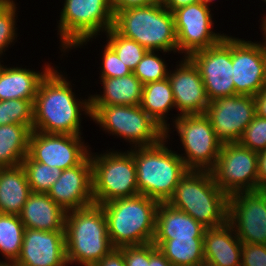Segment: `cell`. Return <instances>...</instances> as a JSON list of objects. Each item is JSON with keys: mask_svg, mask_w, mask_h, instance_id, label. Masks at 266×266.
<instances>
[{"mask_svg": "<svg viewBox=\"0 0 266 266\" xmlns=\"http://www.w3.org/2000/svg\"><path fill=\"white\" fill-rule=\"evenodd\" d=\"M152 243L174 266H199L204 262L203 237L153 240Z\"/></svg>", "mask_w": 266, "mask_h": 266, "instance_id": "f1b7e54d", "label": "cell"}, {"mask_svg": "<svg viewBox=\"0 0 266 266\" xmlns=\"http://www.w3.org/2000/svg\"><path fill=\"white\" fill-rule=\"evenodd\" d=\"M64 231L68 265L94 266L114 248L100 204L67 211Z\"/></svg>", "mask_w": 266, "mask_h": 266, "instance_id": "3957f363", "label": "cell"}, {"mask_svg": "<svg viewBox=\"0 0 266 266\" xmlns=\"http://www.w3.org/2000/svg\"><path fill=\"white\" fill-rule=\"evenodd\" d=\"M65 215L48 193L31 192L19 217L27 229L64 231Z\"/></svg>", "mask_w": 266, "mask_h": 266, "instance_id": "7402d4cb", "label": "cell"}, {"mask_svg": "<svg viewBox=\"0 0 266 266\" xmlns=\"http://www.w3.org/2000/svg\"><path fill=\"white\" fill-rule=\"evenodd\" d=\"M24 231L19 216L0 213V253L5 262H16L19 258Z\"/></svg>", "mask_w": 266, "mask_h": 266, "instance_id": "f546056e", "label": "cell"}, {"mask_svg": "<svg viewBox=\"0 0 266 266\" xmlns=\"http://www.w3.org/2000/svg\"><path fill=\"white\" fill-rule=\"evenodd\" d=\"M18 266H68L65 231L25 228Z\"/></svg>", "mask_w": 266, "mask_h": 266, "instance_id": "ffe728a7", "label": "cell"}, {"mask_svg": "<svg viewBox=\"0 0 266 266\" xmlns=\"http://www.w3.org/2000/svg\"><path fill=\"white\" fill-rule=\"evenodd\" d=\"M94 266H126L124 256L119 248H113L105 257Z\"/></svg>", "mask_w": 266, "mask_h": 266, "instance_id": "60d3db41", "label": "cell"}, {"mask_svg": "<svg viewBox=\"0 0 266 266\" xmlns=\"http://www.w3.org/2000/svg\"><path fill=\"white\" fill-rule=\"evenodd\" d=\"M238 142L256 153L266 150V119L255 115Z\"/></svg>", "mask_w": 266, "mask_h": 266, "instance_id": "d590c367", "label": "cell"}, {"mask_svg": "<svg viewBox=\"0 0 266 266\" xmlns=\"http://www.w3.org/2000/svg\"><path fill=\"white\" fill-rule=\"evenodd\" d=\"M113 28L147 50L178 52L174 15L160 0L148 6L118 11Z\"/></svg>", "mask_w": 266, "mask_h": 266, "instance_id": "8992f818", "label": "cell"}, {"mask_svg": "<svg viewBox=\"0 0 266 266\" xmlns=\"http://www.w3.org/2000/svg\"><path fill=\"white\" fill-rule=\"evenodd\" d=\"M185 153L178 155L189 170L210 171L217 161L222 142L209 118L203 114L181 115L173 119ZM184 155V156H183Z\"/></svg>", "mask_w": 266, "mask_h": 266, "instance_id": "30bf717a", "label": "cell"}, {"mask_svg": "<svg viewBox=\"0 0 266 266\" xmlns=\"http://www.w3.org/2000/svg\"><path fill=\"white\" fill-rule=\"evenodd\" d=\"M103 94L90 95V106H136L142 101L143 83L133 74L101 78Z\"/></svg>", "mask_w": 266, "mask_h": 266, "instance_id": "d4e9b609", "label": "cell"}, {"mask_svg": "<svg viewBox=\"0 0 266 266\" xmlns=\"http://www.w3.org/2000/svg\"><path fill=\"white\" fill-rule=\"evenodd\" d=\"M100 78H116L133 73L118 57L115 50L107 43L102 55Z\"/></svg>", "mask_w": 266, "mask_h": 266, "instance_id": "8d00e7d4", "label": "cell"}, {"mask_svg": "<svg viewBox=\"0 0 266 266\" xmlns=\"http://www.w3.org/2000/svg\"><path fill=\"white\" fill-rule=\"evenodd\" d=\"M257 157L239 142L224 143L210 170L215 184L228 196L258 190Z\"/></svg>", "mask_w": 266, "mask_h": 266, "instance_id": "8fae6325", "label": "cell"}, {"mask_svg": "<svg viewBox=\"0 0 266 266\" xmlns=\"http://www.w3.org/2000/svg\"><path fill=\"white\" fill-rule=\"evenodd\" d=\"M149 266H174L152 243H149Z\"/></svg>", "mask_w": 266, "mask_h": 266, "instance_id": "b9f144b4", "label": "cell"}, {"mask_svg": "<svg viewBox=\"0 0 266 266\" xmlns=\"http://www.w3.org/2000/svg\"><path fill=\"white\" fill-rule=\"evenodd\" d=\"M0 266H18L15 262L0 261Z\"/></svg>", "mask_w": 266, "mask_h": 266, "instance_id": "bcb514c9", "label": "cell"}, {"mask_svg": "<svg viewBox=\"0 0 266 266\" xmlns=\"http://www.w3.org/2000/svg\"><path fill=\"white\" fill-rule=\"evenodd\" d=\"M141 108L151 116L166 131V138L170 140L169 132L172 131L167 124V115L176 108L173 91L168 77L143 85ZM170 129V130H169Z\"/></svg>", "mask_w": 266, "mask_h": 266, "instance_id": "4316f807", "label": "cell"}, {"mask_svg": "<svg viewBox=\"0 0 266 266\" xmlns=\"http://www.w3.org/2000/svg\"><path fill=\"white\" fill-rule=\"evenodd\" d=\"M30 193L22 165L0 168V213L19 216Z\"/></svg>", "mask_w": 266, "mask_h": 266, "instance_id": "484cf974", "label": "cell"}, {"mask_svg": "<svg viewBox=\"0 0 266 266\" xmlns=\"http://www.w3.org/2000/svg\"><path fill=\"white\" fill-rule=\"evenodd\" d=\"M126 266H149V243L119 248Z\"/></svg>", "mask_w": 266, "mask_h": 266, "instance_id": "f35d334b", "label": "cell"}, {"mask_svg": "<svg viewBox=\"0 0 266 266\" xmlns=\"http://www.w3.org/2000/svg\"><path fill=\"white\" fill-rule=\"evenodd\" d=\"M256 115L266 119V87L254 96Z\"/></svg>", "mask_w": 266, "mask_h": 266, "instance_id": "f6af8a7d", "label": "cell"}, {"mask_svg": "<svg viewBox=\"0 0 266 266\" xmlns=\"http://www.w3.org/2000/svg\"><path fill=\"white\" fill-rule=\"evenodd\" d=\"M199 266H218V265H215V264H212L210 262H207V261H204L202 264H200Z\"/></svg>", "mask_w": 266, "mask_h": 266, "instance_id": "7dc6e473", "label": "cell"}, {"mask_svg": "<svg viewBox=\"0 0 266 266\" xmlns=\"http://www.w3.org/2000/svg\"><path fill=\"white\" fill-rule=\"evenodd\" d=\"M158 0H110L114 15L121 10L151 5Z\"/></svg>", "mask_w": 266, "mask_h": 266, "instance_id": "ab89813d", "label": "cell"}, {"mask_svg": "<svg viewBox=\"0 0 266 266\" xmlns=\"http://www.w3.org/2000/svg\"><path fill=\"white\" fill-rule=\"evenodd\" d=\"M58 22L62 52L80 48L114 24L110 0H64Z\"/></svg>", "mask_w": 266, "mask_h": 266, "instance_id": "52a82bcc", "label": "cell"}, {"mask_svg": "<svg viewBox=\"0 0 266 266\" xmlns=\"http://www.w3.org/2000/svg\"><path fill=\"white\" fill-rule=\"evenodd\" d=\"M81 136L32 130L29 136L28 155L34 161L51 168L65 170L75 167L90 155V147L84 143Z\"/></svg>", "mask_w": 266, "mask_h": 266, "instance_id": "5bb4252c", "label": "cell"}, {"mask_svg": "<svg viewBox=\"0 0 266 266\" xmlns=\"http://www.w3.org/2000/svg\"><path fill=\"white\" fill-rule=\"evenodd\" d=\"M203 248L204 261L218 266H241L242 242L228 221L205 229Z\"/></svg>", "mask_w": 266, "mask_h": 266, "instance_id": "44dd1931", "label": "cell"}, {"mask_svg": "<svg viewBox=\"0 0 266 266\" xmlns=\"http://www.w3.org/2000/svg\"><path fill=\"white\" fill-rule=\"evenodd\" d=\"M105 35L108 38L106 43L115 50L120 60L133 72L148 50L135 40L120 35L113 27Z\"/></svg>", "mask_w": 266, "mask_h": 266, "instance_id": "1f68e13d", "label": "cell"}, {"mask_svg": "<svg viewBox=\"0 0 266 266\" xmlns=\"http://www.w3.org/2000/svg\"><path fill=\"white\" fill-rule=\"evenodd\" d=\"M257 155L258 190H266V150Z\"/></svg>", "mask_w": 266, "mask_h": 266, "instance_id": "7bdbcfd3", "label": "cell"}, {"mask_svg": "<svg viewBox=\"0 0 266 266\" xmlns=\"http://www.w3.org/2000/svg\"><path fill=\"white\" fill-rule=\"evenodd\" d=\"M241 266H266V245L242 243Z\"/></svg>", "mask_w": 266, "mask_h": 266, "instance_id": "74e56055", "label": "cell"}, {"mask_svg": "<svg viewBox=\"0 0 266 266\" xmlns=\"http://www.w3.org/2000/svg\"><path fill=\"white\" fill-rule=\"evenodd\" d=\"M90 161L94 203L101 205L139 194L135 161L129 150H107L99 155L90 151Z\"/></svg>", "mask_w": 266, "mask_h": 266, "instance_id": "ba28073f", "label": "cell"}, {"mask_svg": "<svg viewBox=\"0 0 266 266\" xmlns=\"http://www.w3.org/2000/svg\"><path fill=\"white\" fill-rule=\"evenodd\" d=\"M205 227L183 211L160 202L156 213L154 240L203 237Z\"/></svg>", "mask_w": 266, "mask_h": 266, "instance_id": "cb8c5ba5", "label": "cell"}, {"mask_svg": "<svg viewBox=\"0 0 266 266\" xmlns=\"http://www.w3.org/2000/svg\"><path fill=\"white\" fill-rule=\"evenodd\" d=\"M229 196L214 181L208 170H189L166 202L185 212L206 229L228 221Z\"/></svg>", "mask_w": 266, "mask_h": 266, "instance_id": "7a4b0ae2", "label": "cell"}, {"mask_svg": "<svg viewBox=\"0 0 266 266\" xmlns=\"http://www.w3.org/2000/svg\"><path fill=\"white\" fill-rule=\"evenodd\" d=\"M71 84L56 67L41 80L33 102V130L82 135L81 112L91 118L90 97L77 98Z\"/></svg>", "mask_w": 266, "mask_h": 266, "instance_id": "6da1fadb", "label": "cell"}, {"mask_svg": "<svg viewBox=\"0 0 266 266\" xmlns=\"http://www.w3.org/2000/svg\"><path fill=\"white\" fill-rule=\"evenodd\" d=\"M17 8L13 0H5L0 5V58L18 37L16 33Z\"/></svg>", "mask_w": 266, "mask_h": 266, "instance_id": "e575fe53", "label": "cell"}, {"mask_svg": "<svg viewBox=\"0 0 266 266\" xmlns=\"http://www.w3.org/2000/svg\"><path fill=\"white\" fill-rule=\"evenodd\" d=\"M189 58L199 69L209 101L237 94L232 78V36L225 34L218 44L195 51Z\"/></svg>", "mask_w": 266, "mask_h": 266, "instance_id": "7c38bea8", "label": "cell"}, {"mask_svg": "<svg viewBox=\"0 0 266 266\" xmlns=\"http://www.w3.org/2000/svg\"><path fill=\"white\" fill-rule=\"evenodd\" d=\"M176 69L169 70L168 79L178 113L193 115L205 113L210 101L199 69L189 57H182Z\"/></svg>", "mask_w": 266, "mask_h": 266, "instance_id": "ac0fdd59", "label": "cell"}, {"mask_svg": "<svg viewBox=\"0 0 266 266\" xmlns=\"http://www.w3.org/2000/svg\"><path fill=\"white\" fill-rule=\"evenodd\" d=\"M48 195L66 212L93 204L90 155L81 164L62 170Z\"/></svg>", "mask_w": 266, "mask_h": 266, "instance_id": "d6986e66", "label": "cell"}, {"mask_svg": "<svg viewBox=\"0 0 266 266\" xmlns=\"http://www.w3.org/2000/svg\"><path fill=\"white\" fill-rule=\"evenodd\" d=\"M91 119L108 134L127 140L131 148L153 146L166 137V131L140 105L90 106Z\"/></svg>", "mask_w": 266, "mask_h": 266, "instance_id": "9c48e42d", "label": "cell"}, {"mask_svg": "<svg viewBox=\"0 0 266 266\" xmlns=\"http://www.w3.org/2000/svg\"><path fill=\"white\" fill-rule=\"evenodd\" d=\"M261 30L263 31L262 33L266 36V22H264L263 24H261Z\"/></svg>", "mask_w": 266, "mask_h": 266, "instance_id": "c3c4849f", "label": "cell"}, {"mask_svg": "<svg viewBox=\"0 0 266 266\" xmlns=\"http://www.w3.org/2000/svg\"><path fill=\"white\" fill-rule=\"evenodd\" d=\"M155 52L148 50L133 71L143 85L168 77V64Z\"/></svg>", "mask_w": 266, "mask_h": 266, "instance_id": "836d02e7", "label": "cell"}, {"mask_svg": "<svg viewBox=\"0 0 266 266\" xmlns=\"http://www.w3.org/2000/svg\"><path fill=\"white\" fill-rule=\"evenodd\" d=\"M53 68L47 63L43 71L2 66L0 69V101L9 99L34 100L41 80Z\"/></svg>", "mask_w": 266, "mask_h": 266, "instance_id": "603a6c76", "label": "cell"}, {"mask_svg": "<svg viewBox=\"0 0 266 266\" xmlns=\"http://www.w3.org/2000/svg\"><path fill=\"white\" fill-rule=\"evenodd\" d=\"M207 6H210V3L215 0H202Z\"/></svg>", "mask_w": 266, "mask_h": 266, "instance_id": "681fc988", "label": "cell"}, {"mask_svg": "<svg viewBox=\"0 0 266 266\" xmlns=\"http://www.w3.org/2000/svg\"><path fill=\"white\" fill-rule=\"evenodd\" d=\"M26 172L31 192L48 193L52 185L60 178L62 170L57 167L34 161L27 155L21 164Z\"/></svg>", "mask_w": 266, "mask_h": 266, "instance_id": "4dcf8cb0", "label": "cell"}, {"mask_svg": "<svg viewBox=\"0 0 266 266\" xmlns=\"http://www.w3.org/2000/svg\"><path fill=\"white\" fill-rule=\"evenodd\" d=\"M228 222L242 243L266 245V190L230 195Z\"/></svg>", "mask_w": 266, "mask_h": 266, "instance_id": "9a60e30c", "label": "cell"}, {"mask_svg": "<svg viewBox=\"0 0 266 266\" xmlns=\"http://www.w3.org/2000/svg\"><path fill=\"white\" fill-rule=\"evenodd\" d=\"M33 102L25 99L0 101V126L16 123L33 130Z\"/></svg>", "mask_w": 266, "mask_h": 266, "instance_id": "d6a6232c", "label": "cell"}, {"mask_svg": "<svg viewBox=\"0 0 266 266\" xmlns=\"http://www.w3.org/2000/svg\"><path fill=\"white\" fill-rule=\"evenodd\" d=\"M263 41L252 42L232 37V78L235 92L257 95L266 87V36Z\"/></svg>", "mask_w": 266, "mask_h": 266, "instance_id": "e0dca14e", "label": "cell"}, {"mask_svg": "<svg viewBox=\"0 0 266 266\" xmlns=\"http://www.w3.org/2000/svg\"><path fill=\"white\" fill-rule=\"evenodd\" d=\"M160 202L138 194L101 204L114 248L153 242Z\"/></svg>", "mask_w": 266, "mask_h": 266, "instance_id": "277c9868", "label": "cell"}, {"mask_svg": "<svg viewBox=\"0 0 266 266\" xmlns=\"http://www.w3.org/2000/svg\"><path fill=\"white\" fill-rule=\"evenodd\" d=\"M31 129L22 124L0 126V167H14L22 164L28 155Z\"/></svg>", "mask_w": 266, "mask_h": 266, "instance_id": "83f0119b", "label": "cell"}, {"mask_svg": "<svg viewBox=\"0 0 266 266\" xmlns=\"http://www.w3.org/2000/svg\"><path fill=\"white\" fill-rule=\"evenodd\" d=\"M204 114L222 144L238 142L256 115L255 99L240 94L219 97L210 101Z\"/></svg>", "mask_w": 266, "mask_h": 266, "instance_id": "2e32d148", "label": "cell"}, {"mask_svg": "<svg viewBox=\"0 0 266 266\" xmlns=\"http://www.w3.org/2000/svg\"><path fill=\"white\" fill-rule=\"evenodd\" d=\"M162 5L169 10L170 12H174L175 10L185 7L190 4L198 3L202 0H160Z\"/></svg>", "mask_w": 266, "mask_h": 266, "instance_id": "ee69618b", "label": "cell"}, {"mask_svg": "<svg viewBox=\"0 0 266 266\" xmlns=\"http://www.w3.org/2000/svg\"><path fill=\"white\" fill-rule=\"evenodd\" d=\"M263 2H265V4H266V0H262ZM261 21H262V24L264 23V22H266V16H264L262 19H261Z\"/></svg>", "mask_w": 266, "mask_h": 266, "instance_id": "f907efd6", "label": "cell"}, {"mask_svg": "<svg viewBox=\"0 0 266 266\" xmlns=\"http://www.w3.org/2000/svg\"><path fill=\"white\" fill-rule=\"evenodd\" d=\"M167 138L153 146L130 148L135 161L139 194L167 202L180 179L189 171Z\"/></svg>", "mask_w": 266, "mask_h": 266, "instance_id": "5b68a950", "label": "cell"}, {"mask_svg": "<svg viewBox=\"0 0 266 266\" xmlns=\"http://www.w3.org/2000/svg\"><path fill=\"white\" fill-rule=\"evenodd\" d=\"M177 34L178 53L189 57L195 51L218 44L224 33L214 32L211 9L203 1L179 8L173 12Z\"/></svg>", "mask_w": 266, "mask_h": 266, "instance_id": "4fadbf2b", "label": "cell"}]
</instances>
